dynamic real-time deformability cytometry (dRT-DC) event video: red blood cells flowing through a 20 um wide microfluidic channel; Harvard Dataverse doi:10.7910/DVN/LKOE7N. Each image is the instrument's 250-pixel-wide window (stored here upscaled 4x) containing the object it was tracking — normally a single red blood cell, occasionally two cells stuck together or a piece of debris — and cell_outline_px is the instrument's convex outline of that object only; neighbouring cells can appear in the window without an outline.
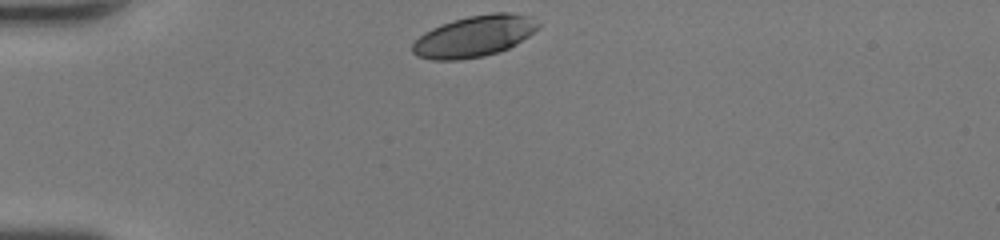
{"species": "human", "species_latin": "Homo sapiens", "temperature_condition": "room temperature", "stored_images_in_passage": 28, "camera_frame_rate_fps": 3000, "um_per_image_px": 0.085, "donor": {"sex": "female"}, "frame": {"image": 1, "passage_image": 1, "time_ms": 0.0, "image_size_px": [1000, 240], "cell_outline_px": [[540, 24], [528, 36], [516, 44], [500, 52], [484, 56], [460, 60], [432, 60], [416, 56], [412, 52], [412, 44], [424, 32], [432, 28], [452, 20], [468, 16], [492, 12], [512, 12], [528, 16]], "centroid_in_image_um": [40.28, 3.09], "position_along_channel_um": 44.7, "area_um2": 30.23}}
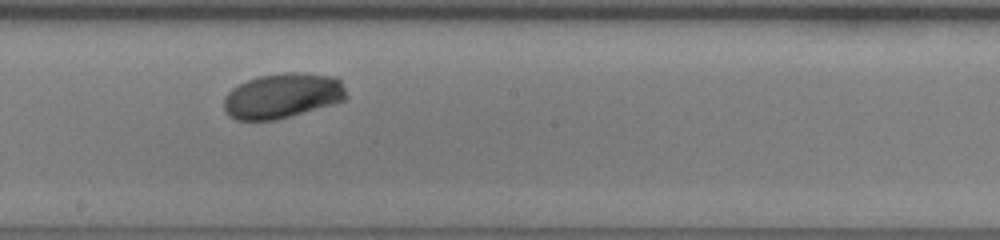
{"frame": {"image": 2, "passage_image": 16, "time_ms": 5.0, "image_size_px": [1000, 240], "cell_outline_px": [[348, 100], [276, 120], [236, 120], [228, 116], [224, 108], [224, 96], [232, 88], [256, 76], [284, 72], [304, 72], [336, 76], [340, 80], [348, 96]], "centroid_in_image_um": [24.03, 8.13], "position_along_channel_um": 224.2, "area_um2": 32.6}}
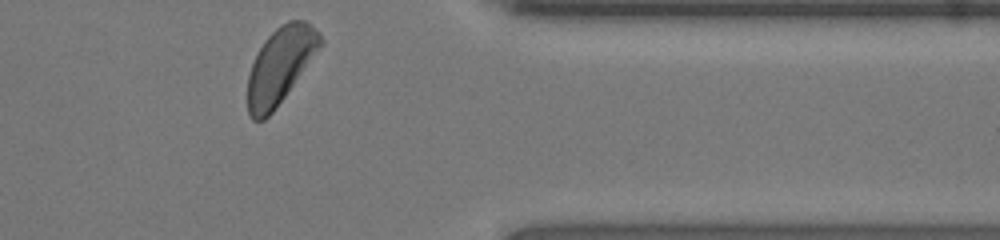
{"frame": {"image": 3, "passage_image": 28, "time_ms": 9.0, "image_size_px": [1000, 240], "cell_outline_px": [[324, 44], [272, 112], [264, 120], [252, 120], [248, 116], [248, 76], [252, 64], [264, 40], [280, 24], [288, 20], [304, 20], [320, 32], [324, 40]], "centroid_in_image_um": [23.84, 5.54], "position_along_channel_um": 387.6, "area_um2": 31.96}, "authors_computed_cell_mechanics": {"area_um2": 31.8189, "velocity_mm_per_s": 4.3236, "shape_relaxation_time_tau1_ms": 2.1829, "shape_relaxation_time_tau2_ms": null, "deformation_change_tau1": 0.1134, "deformation_change_tau2": null}}